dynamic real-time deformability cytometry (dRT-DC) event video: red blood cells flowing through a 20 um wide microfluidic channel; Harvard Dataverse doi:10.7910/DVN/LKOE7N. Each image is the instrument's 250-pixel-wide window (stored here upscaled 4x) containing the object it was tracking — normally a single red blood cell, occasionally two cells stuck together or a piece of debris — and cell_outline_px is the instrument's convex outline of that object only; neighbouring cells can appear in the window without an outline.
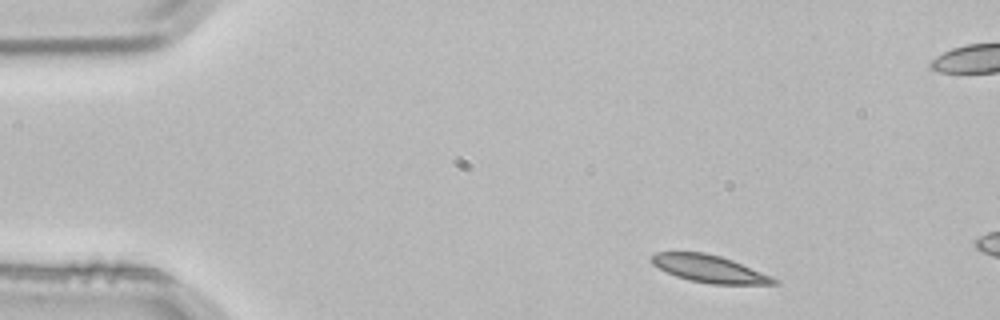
{"species": "common noctule bat (a hibernating species)", "species_latin": "Nyctalus noctula", "temperature_condition": "room temperature", "stored_images_in_passage": 3, "camera_frame_rate_fps": 3000, "um_per_image_px": 0.085, "animal": {"sex": "male", "body_mass_g": 21.5, "forearm_length_mm": 52.0}, "frame": {"image": 1, "passage_image": 1, "time_ms": 0.0, "image_size_px": [1000, 320], "cell_outline_px": [[780, 284], [712, 284], [688, 280], [676, 276], [652, 264], [652, 256], [656, 252], [704, 252], [720, 256], [732, 260], [772, 276], [780, 280]], "centroid_in_image_um": [60.34, 22.85], "position_along_channel_um": 24.7, "area_um2": 19.36}}